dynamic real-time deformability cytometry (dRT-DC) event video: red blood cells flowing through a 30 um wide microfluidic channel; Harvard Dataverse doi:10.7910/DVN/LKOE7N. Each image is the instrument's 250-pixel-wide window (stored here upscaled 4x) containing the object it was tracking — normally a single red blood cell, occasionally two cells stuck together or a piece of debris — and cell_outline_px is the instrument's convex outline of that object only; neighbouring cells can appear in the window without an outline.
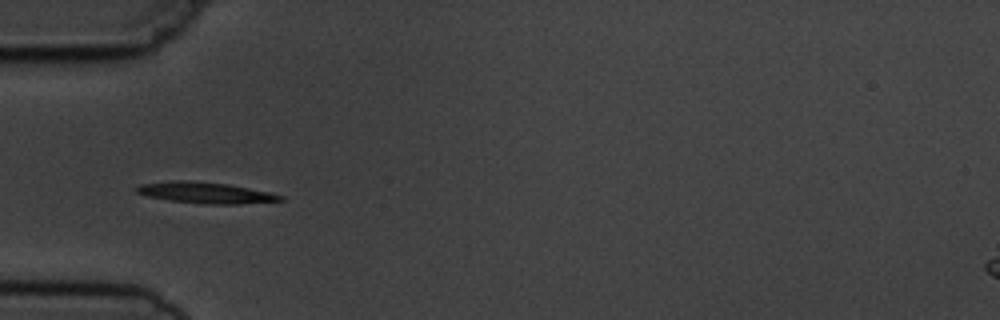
{"species": "common noctule bat (a hibernating species)", "species_latin": "Nyctalus noctula", "temperature_condition": "cold", "stored_images_in_passage": 8, "camera_frame_rate_fps": 3000, "um_per_image_px": 0.085, "animal": {"sex": "male", "body_mass_g": 19.5, "forearm_length_mm": 54.6}, "frame": {"image": 1, "passage_image": 6, "time_ms": 6.0, "image_size_px": [1000, 320], "cell_outline_px": [[284, 200], [240, 204], [200, 204], [168, 200], [148, 196], [136, 192], [132, 188], [140, 184], [168, 180], [192, 180], [228, 184], [272, 192], [284, 196]], "centroid_in_image_um": [17.44, 16.37], "position_along_channel_um": 67.6, "area_um2": 18.09}}
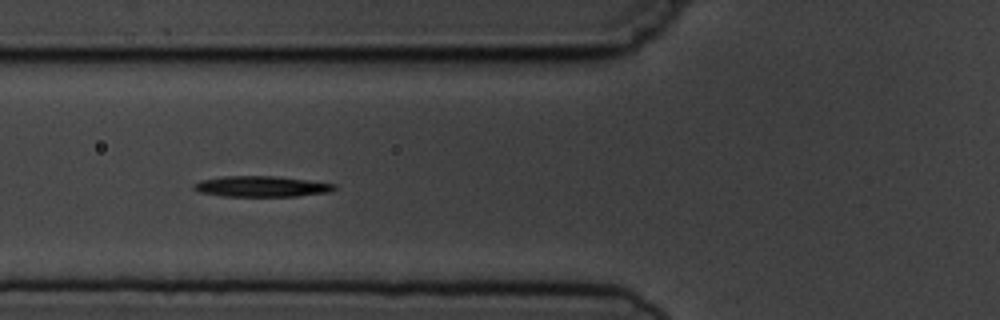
{"frame": {"image": 2, "passage_image": 7, "time_ms": 7.0, "image_size_px": [1000, 320], "cell_outline_px": [[336, 188], [328, 192], [296, 196], [224, 196], [200, 192], [192, 188], [192, 184], [200, 180], [224, 176], [276, 176], [308, 180], [336, 184]], "centroid_in_image_um": [22.19, 15.84], "position_along_channel_um": 103.6, "area_um2": 16.94}}
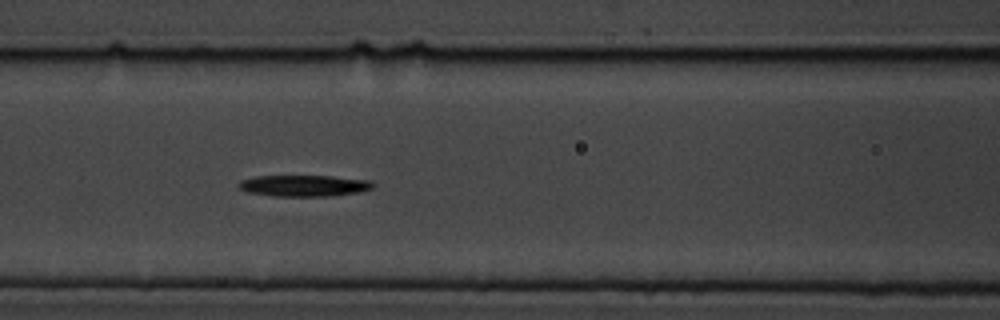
{"frame": {"image": 3, "passage_image": 8, "time_ms": 8.0, "image_size_px": [1000, 320], "cell_outline_px": [[376, 184], [372, 188], [360, 192], [332, 196], [272, 196], [248, 192], [240, 188], [236, 184], [240, 180], [256, 176], [332, 176], [368, 180]], "centroid_in_image_um": [25.84, 15.78], "position_along_channel_um": 140.8, "area_um2": 16.76}}